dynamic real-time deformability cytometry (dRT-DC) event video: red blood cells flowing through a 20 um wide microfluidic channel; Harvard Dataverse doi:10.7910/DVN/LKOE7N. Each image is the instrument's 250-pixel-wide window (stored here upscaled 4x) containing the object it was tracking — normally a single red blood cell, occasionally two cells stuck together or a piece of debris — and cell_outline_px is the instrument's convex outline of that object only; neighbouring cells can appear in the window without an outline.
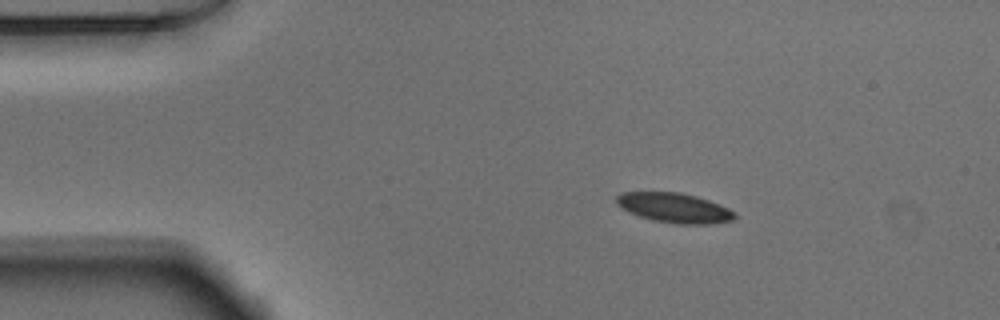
{"species": "Egyptian fruit bat (a non-hibernating species)", "species_latin": "Rousettus aegyptiacus", "temperature_condition": "warm", "stored_images_in_passage": 45, "camera_frame_rate_fps": 3000, "um_per_image_px": 0.085, "animal": {"sex": "male"}, "frame": {"image": 1, "passage_image": 1, "time_ms": 0.0, "image_size_px": [1000, 320], "cell_outline_px": [[736, 216], [732, 220], [712, 224], [676, 224], [652, 220], [628, 212], [616, 204], [616, 196], [620, 192], [680, 192], [696, 196], [708, 200], [728, 208], [736, 212]], "centroid_in_image_um": [57.3, 17.67], "position_along_channel_um": 27.7, "area_um2": 20.58}}
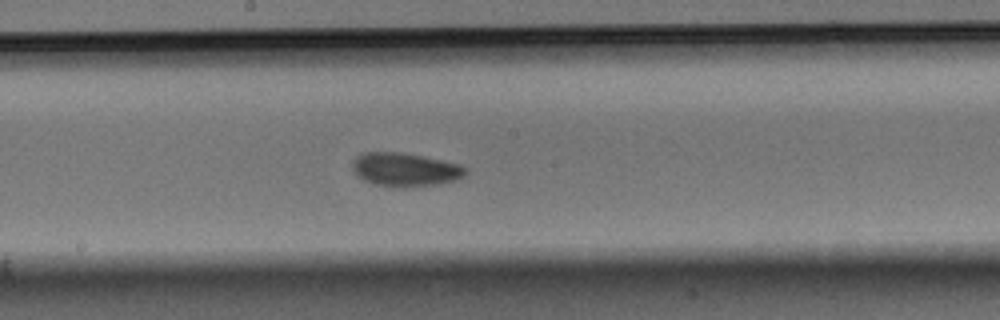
{"frame": {"image": 2, "passage_image": 20, "time_ms": 6.333, "image_size_px": [1000, 320], "cell_outline_px": [[468, 172], [464, 176], [456, 180], [440, 184], [404, 188], [400, 188], [372, 184], [364, 180], [352, 168], [352, 160], [356, 156], [364, 152], [400, 152], [424, 156], [460, 164], [468, 168]], "centroid_in_image_um": [34.47, 14.42], "position_along_channel_um": 213.7, "area_um2": 22.48}}
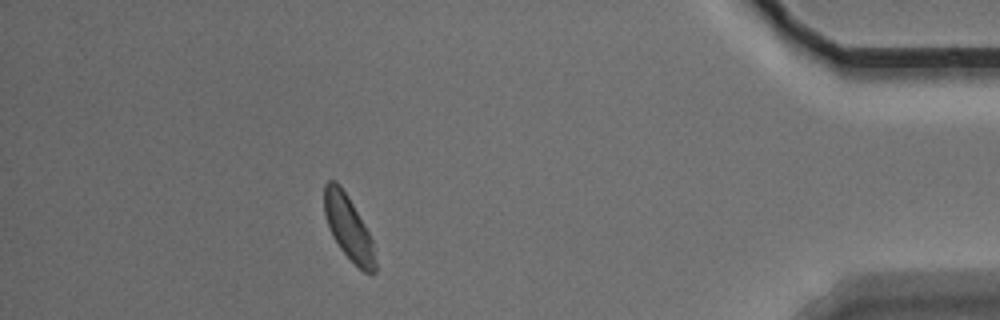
{"frame": {"image": 3, "passage_image": 39, "time_ms": 12.667, "image_size_px": [1000, 320], "cell_outline_px": [[376, 272], [364, 272], [340, 248], [332, 236], [324, 212], [324, 184], [328, 180], [336, 180], [340, 184], [364, 224], [372, 240], [376, 264]], "centroid_in_image_um": [29.59, 19.31], "position_along_channel_um": 405.6, "area_um2": 18.61}, "authors_computed_cell_mechanics": {"area_um2": 20.6924, "velocity_mm_per_s": 3.8145, "shape_relaxation_time_tau1_ms": 2.9351, "shape_relaxation_time_tau2_ms": null, "deformation_change_tau1": 0.0921, "deformation_change_tau2": null}}